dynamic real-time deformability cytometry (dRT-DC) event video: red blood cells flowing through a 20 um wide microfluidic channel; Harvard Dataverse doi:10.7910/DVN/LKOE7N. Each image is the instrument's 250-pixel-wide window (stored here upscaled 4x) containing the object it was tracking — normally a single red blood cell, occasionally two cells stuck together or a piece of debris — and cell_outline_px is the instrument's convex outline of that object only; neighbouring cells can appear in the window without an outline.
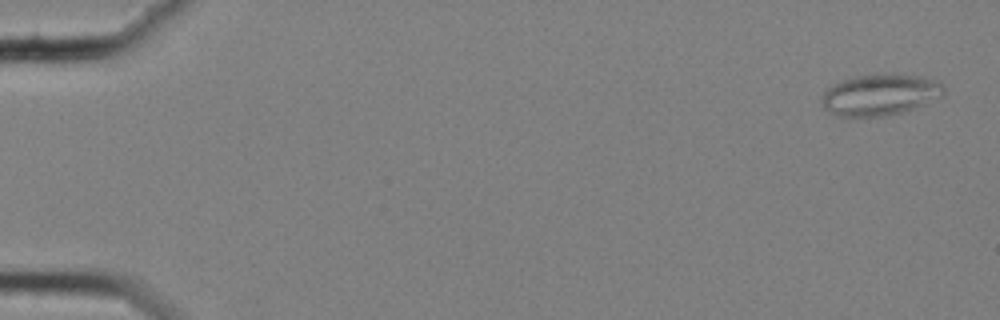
{"species": "common noctule bat (a hibernating species)", "species_latin": "Nyctalus noctula", "temperature_condition": "cold", "stored_images_in_passage": 59, "camera_frame_rate_fps": 3000, "um_per_image_px": 0.085, "animal": {"sex": "female", "body_mass_g": 25.1}, "frame": {"image": 1, "passage_image": 2, "time_ms": 0.333, "image_size_px": [1000, 320], "cell_outline_px": [[944, 96], [924, 104], [900, 112], [884, 116], [840, 116], [824, 108], [820, 100], [824, 88], [840, 80], [852, 76], [888, 72], [892, 72], [920, 76], [940, 80], [944, 84]], "centroid_in_image_um": [74.8, 8.0], "position_along_channel_um": 10.2, "area_um2": 30.06}}
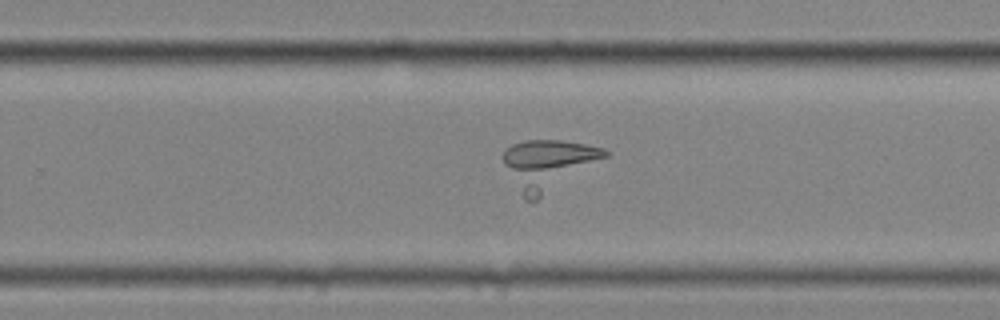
{"frame": {"image": 2, "passage_image": 38, "time_ms": 12.333, "image_size_px": [1000, 320], "cell_outline_px": [[612, 152], [608, 156], [536, 200], [524, 200], [504, 164], [504, 148], [512, 144], [524, 140], [560, 140], [584, 144], [604, 148]], "centroid_in_image_um": [46.59, 13.96], "position_along_channel_um": 283.2, "area_um2": 29.13}}